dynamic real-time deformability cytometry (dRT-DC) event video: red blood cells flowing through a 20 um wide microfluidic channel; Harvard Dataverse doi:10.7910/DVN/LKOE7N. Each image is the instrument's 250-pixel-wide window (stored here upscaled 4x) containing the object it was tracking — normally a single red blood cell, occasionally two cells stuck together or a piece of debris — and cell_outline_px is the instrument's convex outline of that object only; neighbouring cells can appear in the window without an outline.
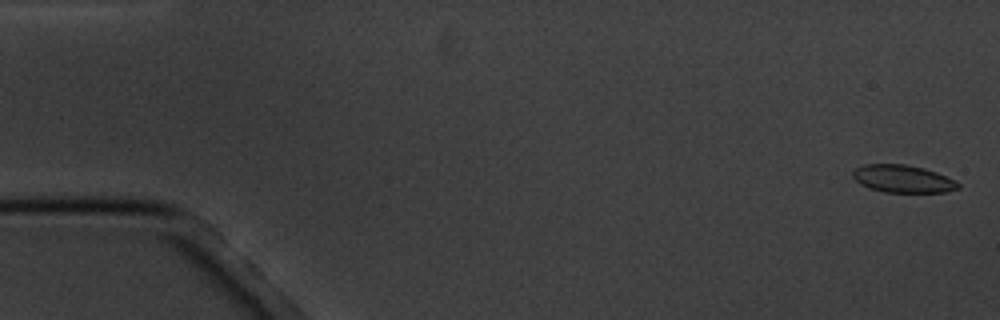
{"species": "common noctule bat (a hibernating species)", "species_latin": "Nyctalus noctula", "temperature_condition": "cold", "stored_images_in_passage": 16, "camera_frame_rate_fps": 3000, "um_per_image_px": 0.085, "animal": {"sex": "male", "body_mass_g": 20.1, "forearm_length_mm": 53.5}, "frame": {"image": 1, "passage_image": 1, "time_ms": 0.0, "image_size_px": [1000, 320], "cell_outline_px": [[960, 188], [948, 192], [884, 192], [868, 188], [860, 184], [852, 176], [852, 172], [856, 168], [864, 164], [904, 164], [924, 168], [936, 172], [960, 184]], "centroid_in_image_um": [76.71, 15.2], "position_along_channel_um": 8.3, "area_um2": 16.88}}
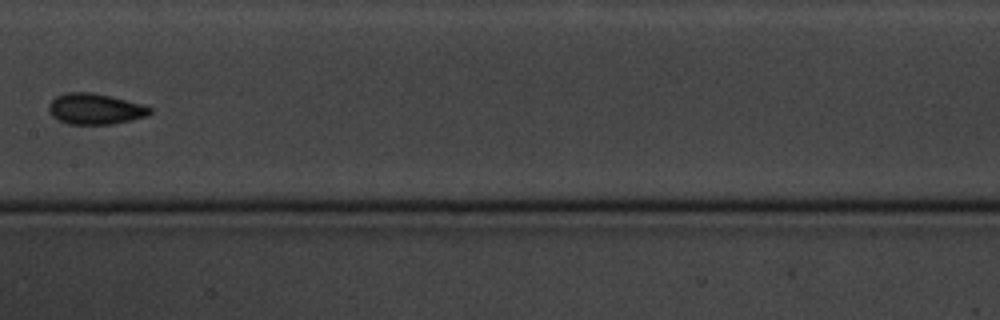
{"frame": {"image": 2, "passage_image": 9, "time_ms": 9.333, "image_size_px": [1000, 320], "cell_outline_px": [[152, 112], [148, 116], [132, 120], [112, 124], [68, 124], [52, 116], [48, 108], [48, 104], [56, 96], [68, 92], [92, 92], [112, 96], [140, 104], [152, 108]], "centroid_in_image_um": [8.09, 9.25], "position_along_channel_um": 199.3, "area_um2": 18.21}}
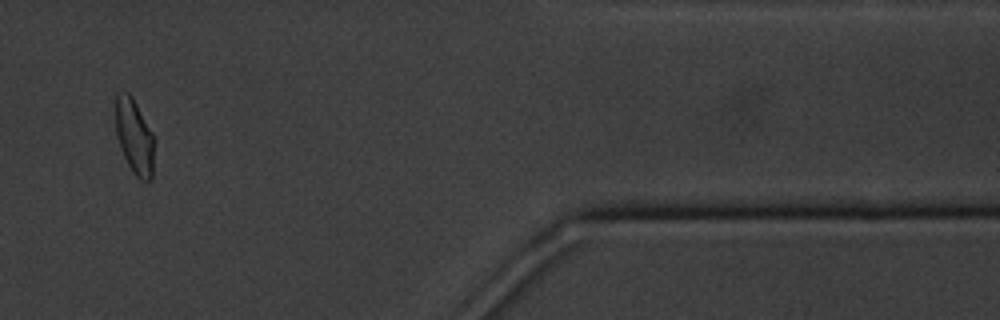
{"frame": {"image": 3, "passage_image": 15, "time_ms": 16.333, "image_size_px": [1000, 320], "cell_outline_px": [[156, 140], [152, 180], [140, 180], [132, 172], [120, 148], [116, 136], [116, 96], [128, 92], [132, 96], [152, 132]], "centroid_in_image_um": [11.47, 11.68], "position_along_channel_um": 399.9, "area_um2": 17.11}, "authors_computed_cell_mechanics": {"area_um2": 17.051, "velocity_mm_per_s": 3.4252, "shape_relaxation_time_tau1_ms": 2.9691, "shape_relaxation_time_tau2_ms": null, "deformation_change_tau1": 0.0942, "deformation_change_tau2": null}}